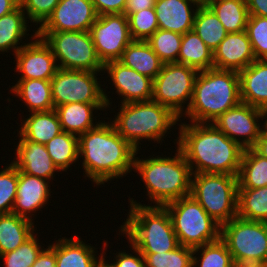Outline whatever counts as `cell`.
I'll return each mask as SVG.
<instances>
[{"instance_id":"cell-38","label":"cell","mask_w":267,"mask_h":267,"mask_svg":"<svg viewBox=\"0 0 267 267\" xmlns=\"http://www.w3.org/2000/svg\"><path fill=\"white\" fill-rule=\"evenodd\" d=\"M142 255L146 267H193V248L183 245L170 252Z\"/></svg>"},{"instance_id":"cell-26","label":"cell","mask_w":267,"mask_h":267,"mask_svg":"<svg viewBox=\"0 0 267 267\" xmlns=\"http://www.w3.org/2000/svg\"><path fill=\"white\" fill-rule=\"evenodd\" d=\"M119 61L152 80L156 78L164 64L149 43L142 40H132Z\"/></svg>"},{"instance_id":"cell-29","label":"cell","mask_w":267,"mask_h":267,"mask_svg":"<svg viewBox=\"0 0 267 267\" xmlns=\"http://www.w3.org/2000/svg\"><path fill=\"white\" fill-rule=\"evenodd\" d=\"M27 21L26 14L20 5L9 14L0 17V52H9L8 50L12 49L15 55L24 46L19 45L22 39L29 35L27 34L29 31Z\"/></svg>"},{"instance_id":"cell-9","label":"cell","mask_w":267,"mask_h":267,"mask_svg":"<svg viewBox=\"0 0 267 267\" xmlns=\"http://www.w3.org/2000/svg\"><path fill=\"white\" fill-rule=\"evenodd\" d=\"M220 238L226 243L235 265L267 267V223L238 216L221 226Z\"/></svg>"},{"instance_id":"cell-42","label":"cell","mask_w":267,"mask_h":267,"mask_svg":"<svg viewBox=\"0 0 267 267\" xmlns=\"http://www.w3.org/2000/svg\"><path fill=\"white\" fill-rule=\"evenodd\" d=\"M18 184V169L11 163L0 171V214L12 213Z\"/></svg>"},{"instance_id":"cell-23","label":"cell","mask_w":267,"mask_h":267,"mask_svg":"<svg viewBox=\"0 0 267 267\" xmlns=\"http://www.w3.org/2000/svg\"><path fill=\"white\" fill-rule=\"evenodd\" d=\"M95 247L85 244L79 237L58 239L54 243L56 267H97L106 254L103 250L97 257Z\"/></svg>"},{"instance_id":"cell-48","label":"cell","mask_w":267,"mask_h":267,"mask_svg":"<svg viewBox=\"0 0 267 267\" xmlns=\"http://www.w3.org/2000/svg\"><path fill=\"white\" fill-rule=\"evenodd\" d=\"M249 15L267 17V0H246Z\"/></svg>"},{"instance_id":"cell-20","label":"cell","mask_w":267,"mask_h":267,"mask_svg":"<svg viewBox=\"0 0 267 267\" xmlns=\"http://www.w3.org/2000/svg\"><path fill=\"white\" fill-rule=\"evenodd\" d=\"M200 5L196 0H156L154 10L159 29L181 35L193 30L195 14Z\"/></svg>"},{"instance_id":"cell-36","label":"cell","mask_w":267,"mask_h":267,"mask_svg":"<svg viewBox=\"0 0 267 267\" xmlns=\"http://www.w3.org/2000/svg\"><path fill=\"white\" fill-rule=\"evenodd\" d=\"M199 251V252H198ZM201 252V253H200ZM200 253V258L195 254ZM195 255V256H194ZM200 264V265H199ZM193 267H235L226 243L217 241L193 248Z\"/></svg>"},{"instance_id":"cell-11","label":"cell","mask_w":267,"mask_h":267,"mask_svg":"<svg viewBox=\"0 0 267 267\" xmlns=\"http://www.w3.org/2000/svg\"><path fill=\"white\" fill-rule=\"evenodd\" d=\"M198 72L195 68L184 64L164 63L161 71L153 80L152 100L168 107L180 118L191 103ZM185 103L186 105L188 103L186 107Z\"/></svg>"},{"instance_id":"cell-53","label":"cell","mask_w":267,"mask_h":267,"mask_svg":"<svg viewBox=\"0 0 267 267\" xmlns=\"http://www.w3.org/2000/svg\"><path fill=\"white\" fill-rule=\"evenodd\" d=\"M235 267H265V266L235 265Z\"/></svg>"},{"instance_id":"cell-16","label":"cell","mask_w":267,"mask_h":267,"mask_svg":"<svg viewBox=\"0 0 267 267\" xmlns=\"http://www.w3.org/2000/svg\"><path fill=\"white\" fill-rule=\"evenodd\" d=\"M30 43H25L15 54V72L21 73L19 80H51L58 70V65L51 48L36 35H31Z\"/></svg>"},{"instance_id":"cell-47","label":"cell","mask_w":267,"mask_h":267,"mask_svg":"<svg viewBox=\"0 0 267 267\" xmlns=\"http://www.w3.org/2000/svg\"><path fill=\"white\" fill-rule=\"evenodd\" d=\"M156 0H126L124 13L126 16L130 13H135L140 10L154 8Z\"/></svg>"},{"instance_id":"cell-17","label":"cell","mask_w":267,"mask_h":267,"mask_svg":"<svg viewBox=\"0 0 267 267\" xmlns=\"http://www.w3.org/2000/svg\"><path fill=\"white\" fill-rule=\"evenodd\" d=\"M104 73H108L116 88L117 95L122 97L121 104L149 101L153 97V80L129 68L119 60L104 64ZM106 71V72H105Z\"/></svg>"},{"instance_id":"cell-46","label":"cell","mask_w":267,"mask_h":267,"mask_svg":"<svg viewBox=\"0 0 267 267\" xmlns=\"http://www.w3.org/2000/svg\"><path fill=\"white\" fill-rule=\"evenodd\" d=\"M32 267H56V254L54 252V243L48 244L39 254Z\"/></svg>"},{"instance_id":"cell-2","label":"cell","mask_w":267,"mask_h":267,"mask_svg":"<svg viewBox=\"0 0 267 267\" xmlns=\"http://www.w3.org/2000/svg\"><path fill=\"white\" fill-rule=\"evenodd\" d=\"M78 149L79 157L83 158L82 167L86 177L97 186L130 173L138 153L117 133L111 121L105 120L78 136Z\"/></svg>"},{"instance_id":"cell-19","label":"cell","mask_w":267,"mask_h":267,"mask_svg":"<svg viewBox=\"0 0 267 267\" xmlns=\"http://www.w3.org/2000/svg\"><path fill=\"white\" fill-rule=\"evenodd\" d=\"M256 60L246 31L228 33L213 51V68L240 72Z\"/></svg>"},{"instance_id":"cell-7","label":"cell","mask_w":267,"mask_h":267,"mask_svg":"<svg viewBox=\"0 0 267 267\" xmlns=\"http://www.w3.org/2000/svg\"><path fill=\"white\" fill-rule=\"evenodd\" d=\"M190 195L220 226L237 216V176L217 173L192 174Z\"/></svg>"},{"instance_id":"cell-34","label":"cell","mask_w":267,"mask_h":267,"mask_svg":"<svg viewBox=\"0 0 267 267\" xmlns=\"http://www.w3.org/2000/svg\"><path fill=\"white\" fill-rule=\"evenodd\" d=\"M237 216L267 223V186L256 189L238 188Z\"/></svg>"},{"instance_id":"cell-21","label":"cell","mask_w":267,"mask_h":267,"mask_svg":"<svg viewBox=\"0 0 267 267\" xmlns=\"http://www.w3.org/2000/svg\"><path fill=\"white\" fill-rule=\"evenodd\" d=\"M16 160L11 163L21 172L50 181L60 172L48 154L45 144L19 140ZM54 174V175H53Z\"/></svg>"},{"instance_id":"cell-52","label":"cell","mask_w":267,"mask_h":267,"mask_svg":"<svg viewBox=\"0 0 267 267\" xmlns=\"http://www.w3.org/2000/svg\"><path fill=\"white\" fill-rule=\"evenodd\" d=\"M105 255H103V258L99 261L97 267H113L108 260L105 259Z\"/></svg>"},{"instance_id":"cell-40","label":"cell","mask_w":267,"mask_h":267,"mask_svg":"<svg viewBox=\"0 0 267 267\" xmlns=\"http://www.w3.org/2000/svg\"><path fill=\"white\" fill-rule=\"evenodd\" d=\"M132 40H148L159 29L154 8L140 10L127 15Z\"/></svg>"},{"instance_id":"cell-43","label":"cell","mask_w":267,"mask_h":267,"mask_svg":"<svg viewBox=\"0 0 267 267\" xmlns=\"http://www.w3.org/2000/svg\"><path fill=\"white\" fill-rule=\"evenodd\" d=\"M20 6L25 12L26 17L32 23L41 26L52 14L60 0H19Z\"/></svg>"},{"instance_id":"cell-44","label":"cell","mask_w":267,"mask_h":267,"mask_svg":"<svg viewBox=\"0 0 267 267\" xmlns=\"http://www.w3.org/2000/svg\"><path fill=\"white\" fill-rule=\"evenodd\" d=\"M133 253H136L135 255L128 254V252H124V250L121 252H117L115 255V260L113 263H110L113 267H146L145 266V260L144 256L141 254V252L135 248L131 243H129Z\"/></svg>"},{"instance_id":"cell-10","label":"cell","mask_w":267,"mask_h":267,"mask_svg":"<svg viewBox=\"0 0 267 267\" xmlns=\"http://www.w3.org/2000/svg\"><path fill=\"white\" fill-rule=\"evenodd\" d=\"M51 48L58 68L102 72L104 64L99 59L89 31L36 32Z\"/></svg>"},{"instance_id":"cell-3","label":"cell","mask_w":267,"mask_h":267,"mask_svg":"<svg viewBox=\"0 0 267 267\" xmlns=\"http://www.w3.org/2000/svg\"><path fill=\"white\" fill-rule=\"evenodd\" d=\"M241 102L237 71L215 68L199 71L191 103L180 118L188 117L192 123H212Z\"/></svg>"},{"instance_id":"cell-49","label":"cell","mask_w":267,"mask_h":267,"mask_svg":"<svg viewBox=\"0 0 267 267\" xmlns=\"http://www.w3.org/2000/svg\"><path fill=\"white\" fill-rule=\"evenodd\" d=\"M20 5L19 0H0V17L9 14Z\"/></svg>"},{"instance_id":"cell-31","label":"cell","mask_w":267,"mask_h":267,"mask_svg":"<svg viewBox=\"0 0 267 267\" xmlns=\"http://www.w3.org/2000/svg\"><path fill=\"white\" fill-rule=\"evenodd\" d=\"M228 33L245 31L249 12L246 0H206Z\"/></svg>"},{"instance_id":"cell-13","label":"cell","mask_w":267,"mask_h":267,"mask_svg":"<svg viewBox=\"0 0 267 267\" xmlns=\"http://www.w3.org/2000/svg\"><path fill=\"white\" fill-rule=\"evenodd\" d=\"M96 53L103 64L119 60L132 41L128 17L125 14L98 16L90 28Z\"/></svg>"},{"instance_id":"cell-1","label":"cell","mask_w":267,"mask_h":267,"mask_svg":"<svg viewBox=\"0 0 267 267\" xmlns=\"http://www.w3.org/2000/svg\"><path fill=\"white\" fill-rule=\"evenodd\" d=\"M177 147L192 174L217 173L238 176L244 149L212 123H181Z\"/></svg>"},{"instance_id":"cell-6","label":"cell","mask_w":267,"mask_h":267,"mask_svg":"<svg viewBox=\"0 0 267 267\" xmlns=\"http://www.w3.org/2000/svg\"><path fill=\"white\" fill-rule=\"evenodd\" d=\"M120 105L111 123L117 133L138 151L140 140L162 142L163 136L180 119L168 107L153 100Z\"/></svg>"},{"instance_id":"cell-12","label":"cell","mask_w":267,"mask_h":267,"mask_svg":"<svg viewBox=\"0 0 267 267\" xmlns=\"http://www.w3.org/2000/svg\"><path fill=\"white\" fill-rule=\"evenodd\" d=\"M97 73L58 68L50 80L54 109L73 102L106 103L110 108L111 98L101 88Z\"/></svg>"},{"instance_id":"cell-33","label":"cell","mask_w":267,"mask_h":267,"mask_svg":"<svg viewBox=\"0 0 267 267\" xmlns=\"http://www.w3.org/2000/svg\"><path fill=\"white\" fill-rule=\"evenodd\" d=\"M193 30L212 51L228 34L217 15L206 3L197 9Z\"/></svg>"},{"instance_id":"cell-22","label":"cell","mask_w":267,"mask_h":267,"mask_svg":"<svg viewBox=\"0 0 267 267\" xmlns=\"http://www.w3.org/2000/svg\"><path fill=\"white\" fill-rule=\"evenodd\" d=\"M238 74L242 103L267 108V60H255Z\"/></svg>"},{"instance_id":"cell-5","label":"cell","mask_w":267,"mask_h":267,"mask_svg":"<svg viewBox=\"0 0 267 267\" xmlns=\"http://www.w3.org/2000/svg\"><path fill=\"white\" fill-rule=\"evenodd\" d=\"M131 199V200H130ZM130 210L120 232L141 254L170 252L179 246L169 212L164 206L142 205L130 198Z\"/></svg>"},{"instance_id":"cell-51","label":"cell","mask_w":267,"mask_h":267,"mask_svg":"<svg viewBox=\"0 0 267 267\" xmlns=\"http://www.w3.org/2000/svg\"><path fill=\"white\" fill-rule=\"evenodd\" d=\"M266 118H267V108H264V109H262V121H263V119H266ZM263 122L264 123H262V124H264V125H261L262 133L264 135H267V119L264 120Z\"/></svg>"},{"instance_id":"cell-41","label":"cell","mask_w":267,"mask_h":267,"mask_svg":"<svg viewBox=\"0 0 267 267\" xmlns=\"http://www.w3.org/2000/svg\"><path fill=\"white\" fill-rule=\"evenodd\" d=\"M245 31L256 60H267V17L249 15Z\"/></svg>"},{"instance_id":"cell-8","label":"cell","mask_w":267,"mask_h":267,"mask_svg":"<svg viewBox=\"0 0 267 267\" xmlns=\"http://www.w3.org/2000/svg\"><path fill=\"white\" fill-rule=\"evenodd\" d=\"M164 207L169 212L179 245L196 248L220 238L221 226L191 195L171 201Z\"/></svg>"},{"instance_id":"cell-18","label":"cell","mask_w":267,"mask_h":267,"mask_svg":"<svg viewBox=\"0 0 267 267\" xmlns=\"http://www.w3.org/2000/svg\"><path fill=\"white\" fill-rule=\"evenodd\" d=\"M49 185L50 182L46 179L18 170L17 192L12 213L33 221L32 213H37L49 202L51 196Z\"/></svg>"},{"instance_id":"cell-30","label":"cell","mask_w":267,"mask_h":267,"mask_svg":"<svg viewBox=\"0 0 267 267\" xmlns=\"http://www.w3.org/2000/svg\"><path fill=\"white\" fill-rule=\"evenodd\" d=\"M176 63L203 71L213 68V51L203 42L194 30L182 36L180 52Z\"/></svg>"},{"instance_id":"cell-14","label":"cell","mask_w":267,"mask_h":267,"mask_svg":"<svg viewBox=\"0 0 267 267\" xmlns=\"http://www.w3.org/2000/svg\"><path fill=\"white\" fill-rule=\"evenodd\" d=\"M259 119L262 120V109L241 102L221 114L212 124L243 149H249L254 147L262 132Z\"/></svg>"},{"instance_id":"cell-54","label":"cell","mask_w":267,"mask_h":267,"mask_svg":"<svg viewBox=\"0 0 267 267\" xmlns=\"http://www.w3.org/2000/svg\"><path fill=\"white\" fill-rule=\"evenodd\" d=\"M197 2L201 3V4H204L206 3V0H196Z\"/></svg>"},{"instance_id":"cell-50","label":"cell","mask_w":267,"mask_h":267,"mask_svg":"<svg viewBox=\"0 0 267 267\" xmlns=\"http://www.w3.org/2000/svg\"><path fill=\"white\" fill-rule=\"evenodd\" d=\"M253 149L262 157L267 158V135L261 132Z\"/></svg>"},{"instance_id":"cell-24","label":"cell","mask_w":267,"mask_h":267,"mask_svg":"<svg viewBox=\"0 0 267 267\" xmlns=\"http://www.w3.org/2000/svg\"><path fill=\"white\" fill-rule=\"evenodd\" d=\"M106 103H68L55 108L61 128L64 132L72 133L77 136L98 126L102 120L93 123L94 110H106Z\"/></svg>"},{"instance_id":"cell-37","label":"cell","mask_w":267,"mask_h":267,"mask_svg":"<svg viewBox=\"0 0 267 267\" xmlns=\"http://www.w3.org/2000/svg\"><path fill=\"white\" fill-rule=\"evenodd\" d=\"M182 36L179 33L158 29L146 40L163 63L177 62Z\"/></svg>"},{"instance_id":"cell-28","label":"cell","mask_w":267,"mask_h":267,"mask_svg":"<svg viewBox=\"0 0 267 267\" xmlns=\"http://www.w3.org/2000/svg\"><path fill=\"white\" fill-rule=\"evenodd\" d=\"M33 222L14 213L0 214V255L29 239L35 231Z\"/></svg>"},{"instance_id":"cell-35","label":"cell","mask_w":267,"mask_h":267,"mask_svg":"<svg viewBox=\"0 0 267 267\" xmlns=\"http://www.w3.org/2000/svg\"><path fill=\"white\" fill-rule=\"evenodd\" d=\"M52 161L60 171L79 161L78 136L62 131L45 144Z\"/></svg>"},{"instance_id":"cell-4","label":"cell","mask_w":267,"mask_h":267,"mask_svg":"<svg viewBox=\"0 0 267 267\" xmlns=\"http://www.w3.org/2000/svg\"><path fill=\"white\" fill-rule=\"evenodd\" d=\"M175 156L134 158V169L139 173L150 201L155 206L189 196L192 172L183 153L177 147Z\"/></svg>"},{"instance_id":"cell-27","label":"cell","mask_w":267,"mask_h":267,"mask_svg":"<svg viewBox=\"0 0 267 267\" xmlns=\"http://www.w3.org/2000/svg\"><path fill=\"white\" fill-rule=\"evenodd\" d=\"M10 90L20 100L24 101L30 113L54 109L50 80H18Z\"/></svg>"},{"instance_id":"cell-15","label":"cell","mask_w":267,"mask_h":267,"mask_svg":"<svg viewBox=\"0 0 267 267\" xmlns=\"http://www.w3.org/2000/svg\"><path fill=\"white\" fill-rule=\"evenodd\" d=\"M97 18L91 0H60L36 32L90 31Z\"/></svg>"},{"instance_id":"cell-45","label":"cell","mask_w":267,"mask_h":267,"mask_svg":"<svg viewBox=\"0 0 267 267\" xmlns=\"http://www.w3.org/2000/svg\"><path fill=\"white\" fill-rule=\"evenodd\" d=\"M98 16L104 14H123L126 0H91Z\"/></svg>"},{"instance_id":"cell-32","label":"cell","mask_w":267,"mask_h":267,"mask_svg":"<svg viewBox=\"0 0 267 267\" xmlns=\"http://www.w3.org/2000/svg\"><path fill=\"white\" fill-rule=\"evenodd\" d=\"M237 178L238 188L256 189L267 186V158L253 148L244 149Z\"/></svg>"},{"instance_id":"cell-25","label":"cell","mask_w":267,"mask_h":267,"mask_svg":"<svg viewBox=\"0 0 267 267\" xmlns=\"http://www.w3.org/2000/svg\"><path fill=\"white\" fill-rule=\"evenodd\" d=\"M21 124L18 132L19 140H28L34 143L46 144L63 131L55 109L31 112Z\"/></svg>"},{"instance_id":"cell-39","label":"cell","mask_w":267,"mask_h":267,"mask_svg":"<svg viewBox=\"0 0 267 267\" xmlns=\"http://www.w3.org/2000/svg\"><path fill=\"white\" fill-rule=\"evenodd\" d=\"M36 236L33 234L17 249L0 255L5 267H32L43 250Z\"/></svg>"}]
</instances>
